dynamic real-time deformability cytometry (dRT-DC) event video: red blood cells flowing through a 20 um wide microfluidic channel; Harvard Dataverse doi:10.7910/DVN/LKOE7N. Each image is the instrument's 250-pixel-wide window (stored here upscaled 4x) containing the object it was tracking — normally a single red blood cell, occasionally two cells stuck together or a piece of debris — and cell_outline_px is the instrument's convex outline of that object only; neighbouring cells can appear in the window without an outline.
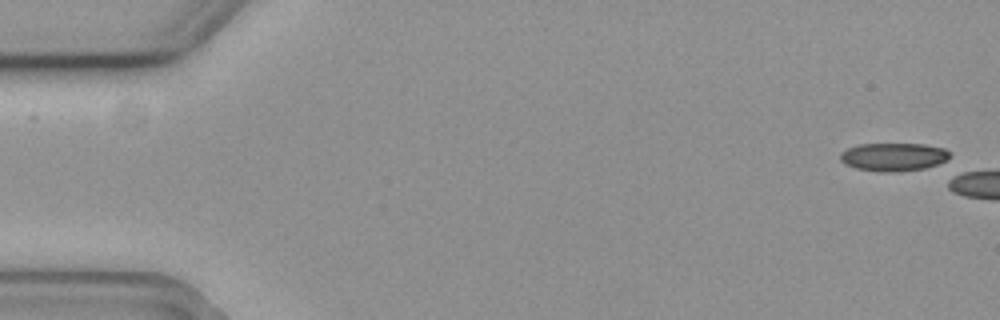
{"species": "common noctule bat (a hibernating species)", "species_latin": "Nyctalus noctula", "temperature_condition": "cold", "stored_images_in_passage": 4, "camera_frame_rate_fps": 3000, "um_per_image_px": 0.085, "animal": {"sex": "female", "body_mass_g": 19.3, "forearm_length_mm": 54.1}, "frame": {"image": 1, "passage_image": 1, "time_ms": 0.0, "image_size_px": [1000, 320], "cell_outline_px": [[952, 152], [948, 164], [924, 168], [896, 172], [880, 172], [856, 168], [844, 164], [840, 160], [840, 152], [848, 148], [860, 144], [924, 144], [944, 148]], "centroid_in_image_um": [76.04, 13.35], "position_along_channel_um": 9.0, "area_um2": 18.5}}